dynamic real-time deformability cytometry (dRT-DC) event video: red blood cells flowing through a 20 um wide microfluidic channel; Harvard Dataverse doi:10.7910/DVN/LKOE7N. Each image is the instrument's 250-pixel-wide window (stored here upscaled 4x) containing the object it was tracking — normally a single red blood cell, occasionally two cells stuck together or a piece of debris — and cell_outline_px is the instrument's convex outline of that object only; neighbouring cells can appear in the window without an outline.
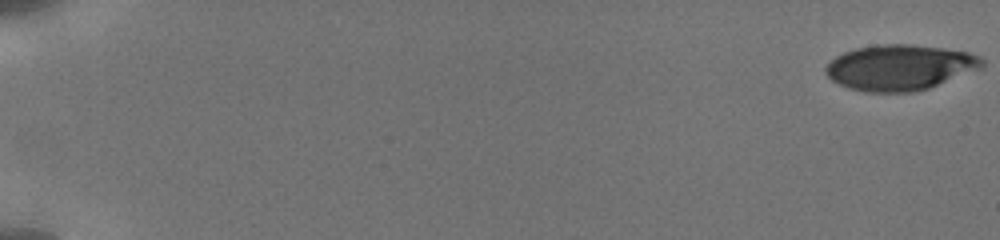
{"species": "human", "species_latin": "Homo sapiens", "temperature_condition": "cold", "stored_images_in_passage": 30, "camera_frame_rate_fps": 3000, "um_per_image_px": 0.085, "donor": {"sex": "male"}, "frame": {"image": 1, "passage_image": 1, "time_ms": 0.0, "image_size_px": [1000, 240], "cell_outline_px": [[984, 68], [928, 88], [916, 92], [864, 92], [848, 88], [832, 80], [824, 72], [824, 68], [836, 56], [844, 52], [856, 48], [880, 44], [912, 44], [944, 48], [968, 52], [980, 56], [984, 60]], "centroid_in_image_um": [76.52, 5.73], "position_along_channel_um": 8.5, "area_um2": 41.79}}
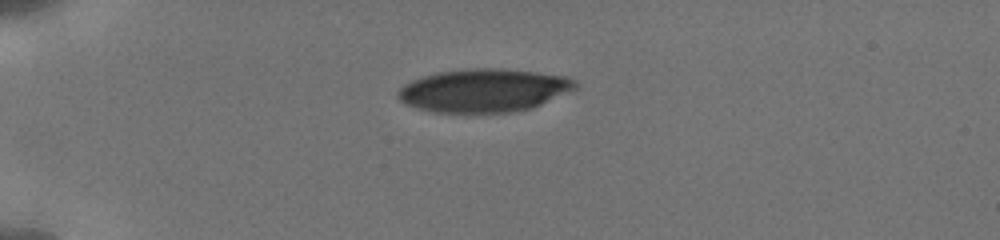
{"frame": {"image": 2, "passage_image": 24, "time_ms": 5.0, "image_size_px": [1000, 240], "cell_outline_px": [[580, 88], [532, 108], [512, 112], [432, 112], [416, 108], [404, 104], [396, 96], [396, 92], [404, 84], [412, 80], [436, 72], [472, 68], [500, 68], [536, 72], [568, 76], [576, 80], [580, 84]], "centroid_in_image_um": [41.17, 7.68], "position_along_channel_um": 43.8, "area_um2": 45.14}}